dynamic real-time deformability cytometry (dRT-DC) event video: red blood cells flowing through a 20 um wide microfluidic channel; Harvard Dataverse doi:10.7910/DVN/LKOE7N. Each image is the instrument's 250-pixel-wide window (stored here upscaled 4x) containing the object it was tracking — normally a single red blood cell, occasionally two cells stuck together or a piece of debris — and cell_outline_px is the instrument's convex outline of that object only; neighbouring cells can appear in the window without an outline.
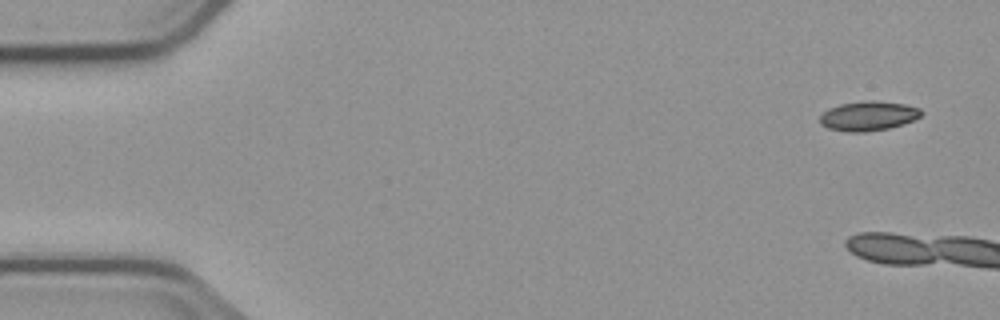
{"species": "common noctule bat (a hibernating species)", "species_latin": "Nyctalus noctula", "temperature_condition": "cold", "stored_images_in_passage": 7, "camera_frame_rate_fps": 3000, "um_per_image_px": 0.085, "animal": {"sex": "male", "body_mass_g": 23.1, "forearm_length_mm": 52.7}, "frame": {"image": 1, "passage_image": 1, "time_ms": 0.0, "image_size_px": [1000, 320], "cell_outline_px": [[924, 112], [920, 116], [904, 124], [888, 128], [864, 132], [848, 132], [828, 128], [820, 124], [820, 116], [828, 108], [840, 104], [872, 100], [904, 104], [920, 108]], "centroid_in_image_um": [73.8, 9.86], "position_along_channel_um": 11.2, "area_um2": 17.34}}